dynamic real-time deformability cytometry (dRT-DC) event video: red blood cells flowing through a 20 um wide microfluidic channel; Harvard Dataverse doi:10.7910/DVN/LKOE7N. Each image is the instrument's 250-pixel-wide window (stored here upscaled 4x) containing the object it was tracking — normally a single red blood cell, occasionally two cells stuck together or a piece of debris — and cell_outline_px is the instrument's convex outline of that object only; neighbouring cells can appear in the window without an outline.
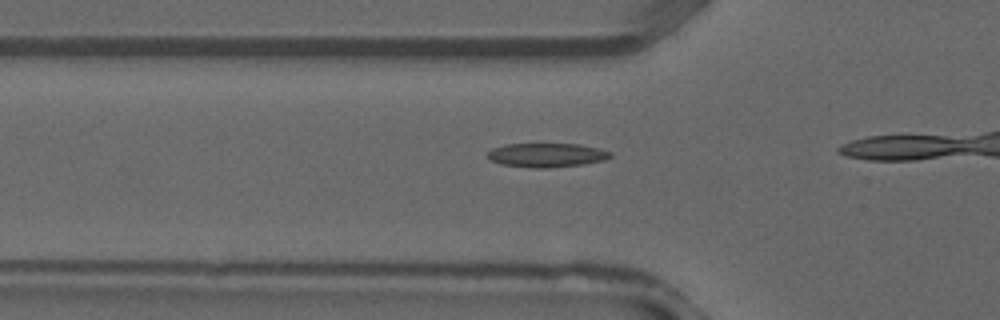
{"species": "common noctule bat (a hibernating species)", "species_latin": "Nyctalus noctula", "temperature_condition": "warm", "stored_images_in_passage": 4, "camera_frame_rate_fps": 3000, "um_per_image_px": 0.085, "animal": {"sex": "male", "forearm_length_mm": 52.5}, "frame": {"image": 1, "passage_image": 2, "time_ms": 0.333, "image_size_px": [1000, 320], "cell_outline_px": [[612, 156], [604, 160], [584, 164], [548, 168], [532, 168], [500, 164], [492, 160], [488, 156], [488, 152], [492, 148], [504, 144], [580, 144], [600, 148], [612, 152]], "centroid_in_image_um": [46.49, 13.18], "position_along_channel_um": 79.3, "area_um2": 17.28}}